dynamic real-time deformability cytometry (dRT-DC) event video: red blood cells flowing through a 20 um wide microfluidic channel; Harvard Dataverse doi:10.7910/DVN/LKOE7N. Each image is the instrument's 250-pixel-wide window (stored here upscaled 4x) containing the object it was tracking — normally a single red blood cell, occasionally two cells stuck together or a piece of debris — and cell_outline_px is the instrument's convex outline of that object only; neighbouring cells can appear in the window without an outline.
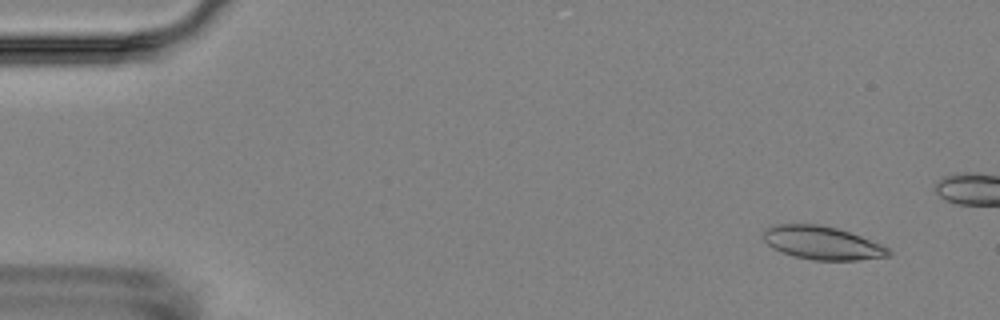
{"species": "Egyptian fruit bat (a non-hibernating species)", "species_latin": "Rousettus aegyptiacus", "temperature_condition": "room temperature", "stored_images_in_passage": 6, "segment_of_instrument_passage": [2, 2], "camera_frame_rate_fps": 3000, "um_per_image_px": 0.085, "animal": {"sex": "female"}, "frame": {"image": 1, "passage_image": 6, "time_ms": 6.0, "image_size_px": [1000, 320], "cell_outline_px": [[892, 256], [860, 260], [812, 260], [792, 256], [780, 252], [772, 248], [760, 236], [764, 228], [772, 224], [820, 224], [836, 228], [860, 236], [880, 244], [888, 248], [892, 252]], "centroid_in_image_um": [69.83, 20.65], "position_along_channel_um": 15.2, "area_um2": 24.62}}